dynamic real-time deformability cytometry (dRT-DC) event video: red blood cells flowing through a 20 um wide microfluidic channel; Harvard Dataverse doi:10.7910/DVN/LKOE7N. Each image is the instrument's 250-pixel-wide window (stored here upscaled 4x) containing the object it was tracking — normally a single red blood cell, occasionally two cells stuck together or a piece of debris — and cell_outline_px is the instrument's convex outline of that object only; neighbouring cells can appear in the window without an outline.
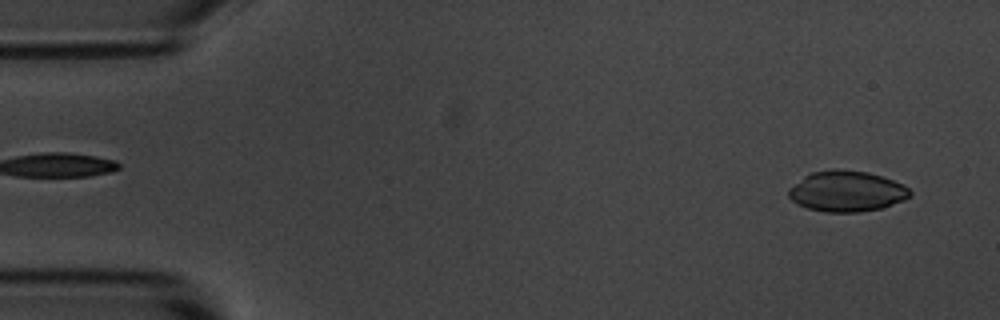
{"species": "common noctule bat (a hibernating species)", "species_latin": "Nyctalus noctula", "temperature_condition": "room temperature", "stored_images_in_passage": 55, "camera_frame_rate_fps": 3000, "um_per_image_px": 0.085, "animal": {"sex": "male", "body_mass_g": 20.1, "forearm_length_mm": 53.5}, "frame": {"image": 1, "passage_image": 3, "time_ms": 0.667, "image_size_px": [1000, 320], "cell_outline_px": [[912, 196], [904, 200], [880, 208], [860, 212], [824, 212], [808, 208], [796, 204], [788, 196], [788, 188], [804, 176], [812, 172], [832, 168], [836, 168], [868, 172], [892, 180], [908, 188], [912, 192]], "centroid_in_image_um": [71.93, 16.25], "position_along_channel_um": 13.1, "area_um2": 28.9}}
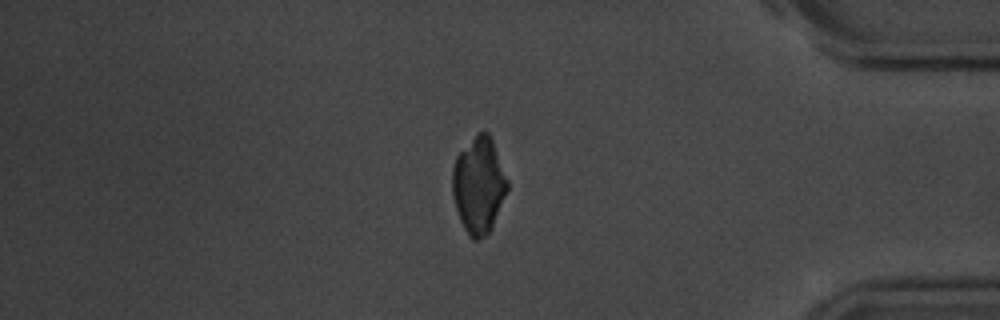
{"frame": {"image": 2, "passage_image": 46, "time_ms": 15.0, "image_size_px": [1000, 320], "cell_outline_px": [[508, 188], [492, 228], [480, 240], [472, 240], [468, 236], [460, 220], [452, 196], [452, 168], [456, 156], [484, 128], [488, 132], [492, 140], [508, 180]], "centroid_in_image_um": [40.68, 15.77], "position_along_channel_um": 394.5, "area_um2": 30.69}}
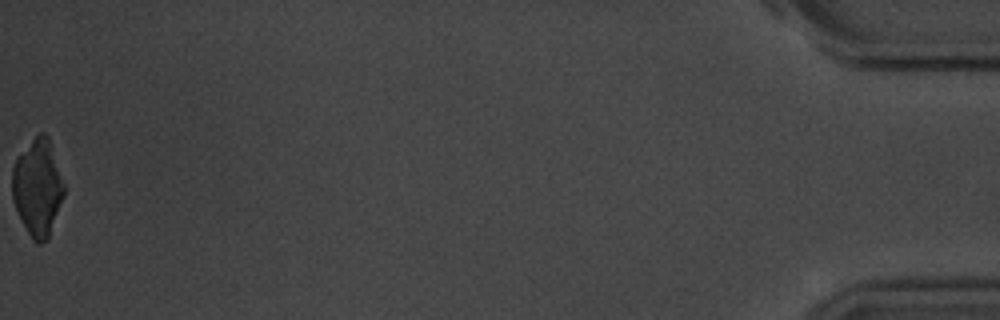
{"frame": {"image": 3, "passage_image": 55, "time_ms": 18.0, "image_size_px": [1000, 320], "cell_outline_px": [[64, 196], [48, 240], [40, 244], [36, 244], [32, 240], [12, 200], [12, 168], [16, 156], [40, 132], [44, 132], [48, 136], [64, 184]], "centroid_in_image_um": [3.19, 15.95], "position_along_channel_um": 432.0, "area_um2": 29.19}}